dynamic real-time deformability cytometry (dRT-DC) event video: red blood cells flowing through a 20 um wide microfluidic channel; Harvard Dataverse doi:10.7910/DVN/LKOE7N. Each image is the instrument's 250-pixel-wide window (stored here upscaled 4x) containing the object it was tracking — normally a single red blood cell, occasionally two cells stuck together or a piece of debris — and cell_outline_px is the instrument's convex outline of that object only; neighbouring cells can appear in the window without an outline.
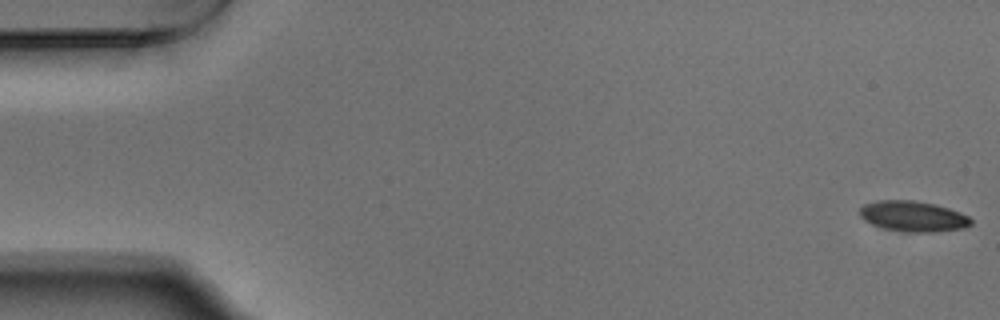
{"species": "Egyptian fruit bat (a non-hibernating species)", "species_latin": "Rousettus aegyptiacus", "temperature_condition": "warm", "stored_images_in_passage": 55, "camera_frame_rate_fps": 3000, "um_per_image_px": 0.085, "animal": {"sex": "male"}, "frame": {"image": 1, "passage_image": 1, "time_ms": 0.0, "image_size_px": [1000, 320], "cell_outline_px": [[972, 224], [964, 228], [932, 232], [912, 232], [884, 228], [872, 224], [864, 220], [860, 216], [860, 208], [864, 204], [876, 200], [916, 200], [936, 204], [960, 212], [968, 216], [972, 220]], "centroid_in_image_um": [77.62, 18.37], "position_along_channel_um": 7.4, "area_um2": 19.83}}
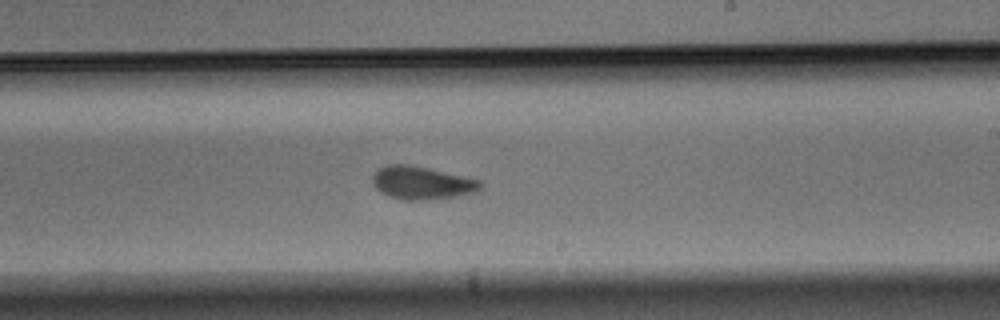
{"frame": {"image": 2, "passage_image": 32, "time_ms": 10.333, "image_size_px": [1000, 320], "cell_outline_px": [[484, 184], [476, 192], [456, 196], [428, 200], [400, 200], [388, 196], [376, 188], [372, 184], [372, 176], [376, 168], [388, 164], [408, 164], [428, 168], [480, 180]], "centroid_in_image_um": [35.81, 15.54], "position_along_channel_um": 253.2, "area_um2": 20.92}}
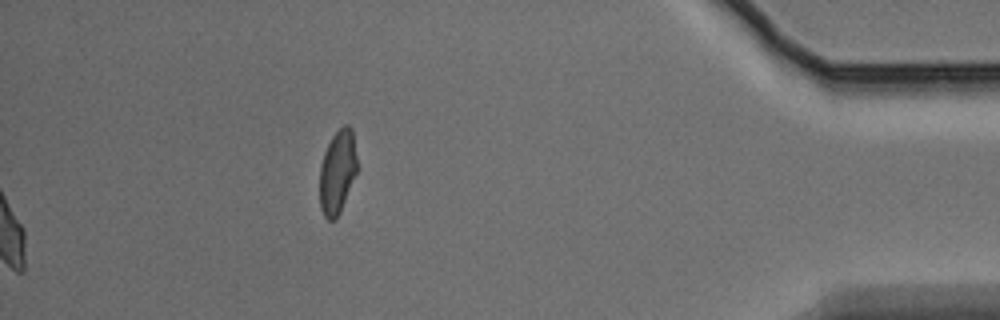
{"frame": {"image": 3, "passage_image": 55, "time_ms": 18.0, "image_size_px": [1000, 320], "cell_outline_px": [[356, 172], [340, 212], [336, 220], [328, 220], [324, 216], [320, 208], [320, 164], [324, 152], [332, 136], [344, 124], [348, 124], [352, 128], [356, 156]], "centroid_in_image_um": [28.66, 14.61], "position_along_channel_um": 406.5, "area_um2": 18.09}, "authors_computed_cell_mechanics": {"area_um2": 20.1722, "velocity_mm_per_s": 3.7419, "shape_relaxation_time_tau1_ms": 3.8535, "shape_relaxation_time_tau2_ms": 2.1314, "deformation_change_tau1": 0.1133, "deformation_change_tau2": 0.061}}